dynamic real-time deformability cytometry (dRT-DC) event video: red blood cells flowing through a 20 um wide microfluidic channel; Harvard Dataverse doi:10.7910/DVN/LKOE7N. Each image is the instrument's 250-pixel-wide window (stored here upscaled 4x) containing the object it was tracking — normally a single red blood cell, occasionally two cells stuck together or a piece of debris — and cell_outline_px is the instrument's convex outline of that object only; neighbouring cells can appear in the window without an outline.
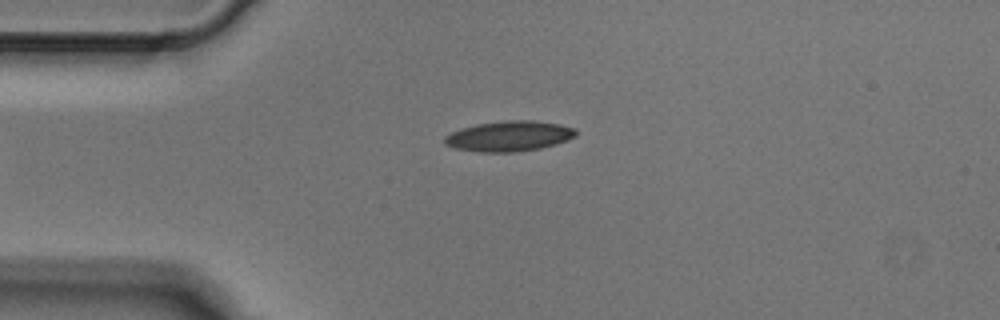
{"species": "Egyptian fruit bat (a non-hibernating species)", "species_latin": "Rousettus aegyptiacus", "temperature_condition": "cold", "stored_images_in_passage": 5, "camera_frame_rate_fps": 3000, "um_per_image_px": 0.085, "animal": {"sex": "male"}, "frame": {"image": 1, "passage_image": 2, "time_ms": 0.333, "image_size_px": [1000, 320], "cell_outline_px": [[576, 136], [568, 140], [556, 144], [540, 148], [516, 152], [480, 152], [456, 148], [444, 144], [444, 136], [452, 132], [476, 124], [508, 120], [532, 120], [560, 124], [576, 128]], "centroid_in_image_um": [43.3, 11.57], "position_along_channel_um": 41.7, "area_um2": 23.18}}
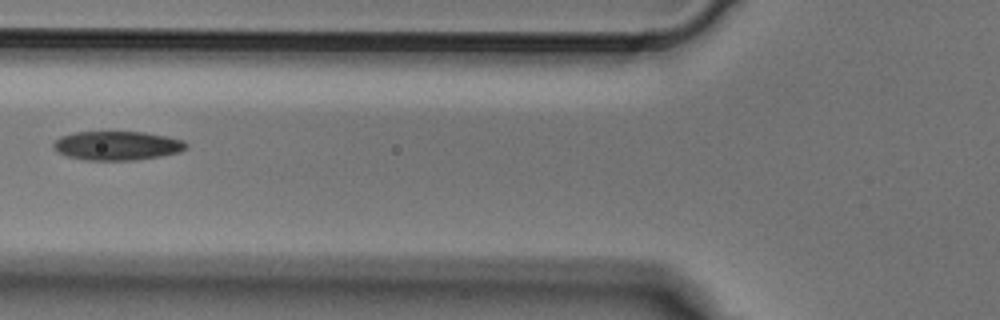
{"frame": {"image": 2, "passage_image": 4, "time_ms": 1.0, "image_size_px": [1000, 320], "cell_outline_px": [[188, 148], [180, 152], [160, 156], [136, 160], [84, 160], [64, 156], [56, 152], [52, 148], [52, 144], [60, 136], [76, 132], [144, 132], [184, 140], [188, 144]], "centroid_in_image_um": [9.92, 12.39], "position_along_channel_um": 115.9, "area_um2": 22.66}}
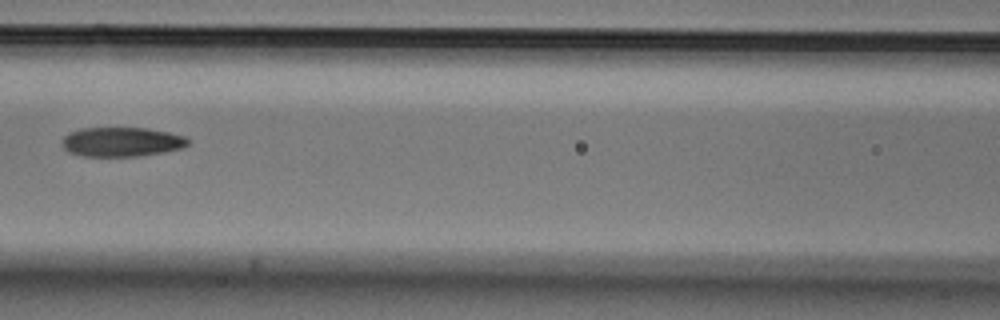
{"frame": {"image": 3, "passage_image": 5, "time_ms": 1.333, "image_size_px": [1000, 320], "cell_outline_px": [[188, 144], [184, 148], [164, 152], [140, 156], [84, 156], [68, 152], [64, 148], [64, 136], [68, 132], [80, 128], [148, 128], [168, 132], [184, 136], [188, 140]], "centroid_in_image_um": [10.35, 12.06], "position_along_channel_um": 156.2, "area_um2": 21.56}}